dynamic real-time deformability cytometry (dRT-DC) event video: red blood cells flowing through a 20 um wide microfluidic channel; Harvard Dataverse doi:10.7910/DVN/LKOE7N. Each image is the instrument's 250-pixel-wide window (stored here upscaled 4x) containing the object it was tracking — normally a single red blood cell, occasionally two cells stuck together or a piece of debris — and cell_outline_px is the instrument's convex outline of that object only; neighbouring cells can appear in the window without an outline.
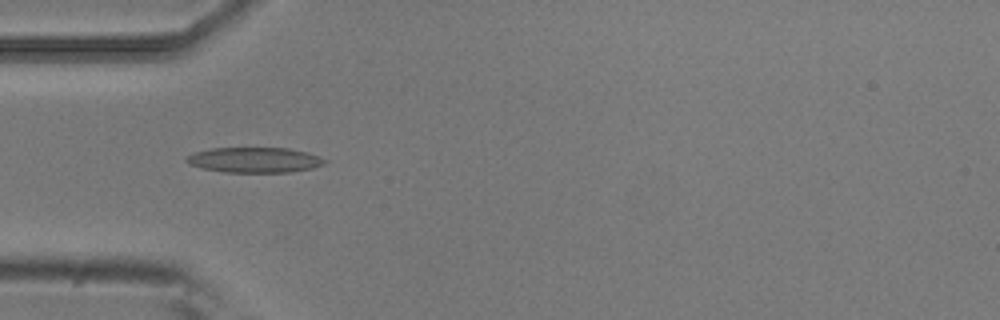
{"species": "common noctule bat (a hibernating species)", "species_latin": "Nyctalus noctula", "temperature_condition": "room temperature", "stored_images_in_passage": 7, "camera_frame_rate_fps": 3000, "um_per_image_px": 0.085, "animal": {"sex": "male", "body_mass_g": 20.5, "forearm_length_mm": 52.5}, "frame": {"image": 1, "passage_image": 3, "time_ms": 0.667, "image_size_px": [1000, 320], "cell_outline_px": [[328, 160], [324, 164], [312, 168], [292, 172], [224, 172], [200, 168], [188, 164], [184, 160], [184, 156], [192, 152], [212, 148], [288, 148], [304, 152]], "centroid_in_image_um": [21.54, 13.6], "position_along_channel_um": 63.5, "area_um2": 20.46}}
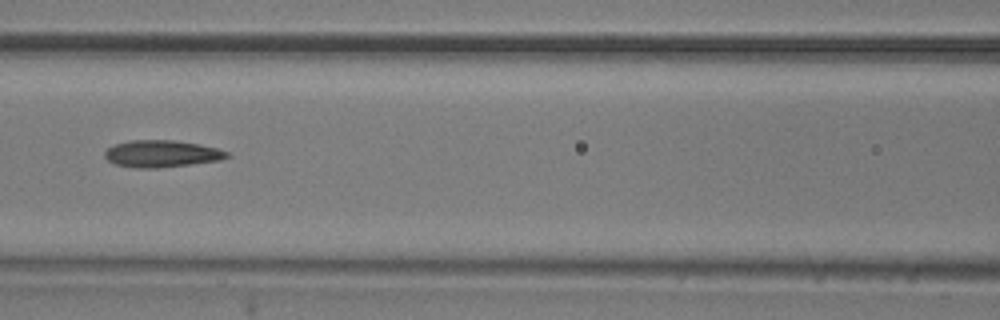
{"frame": {"image": 2, "passage_image": 5, "time_ms": 1.333, "image_size_px": [1000, 320], "cell_outline_px": [[232, 156], [220, 160], [156, 168], [132, 168], [116, 164], [108, 160], [104, 156], [104, 152], [108, 148], [116, 144], [132, 140], [172, 140], [200, 144], [216, 148], [228, 152]], "centroid_in_image_um": [13.74, 13.07], "position_along_channel_um": 152.9, "area_um2": 19.07}}
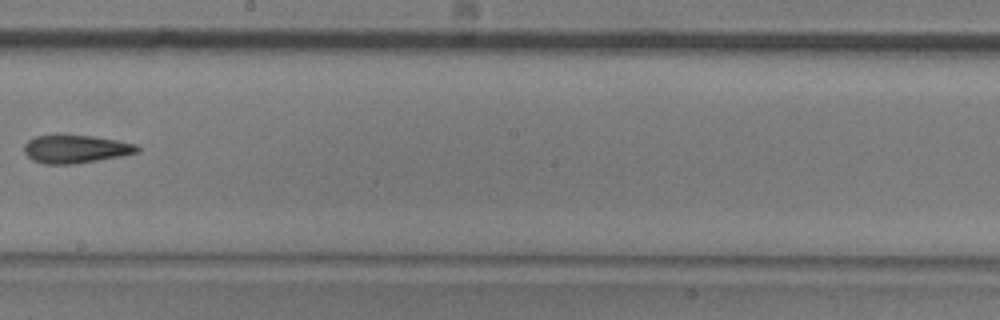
{"frame": {"image": 3, "passage_image": 7, "time_ms": 2.0, "image_size_px": [1000, 320], "cell_outline_px": [[140, 152], [120, 156], [76, 164], [44, 164], [32, 160], [24, 152], [24, 144], [28, 140], [36, 136], [56, 132], [92, 136], [116, 140], [136, 144], [140, 148]], "centroid_in_image_um": [6.38, 12.63], "position_along_channel_um": 241.8, "area_um2": 19.13}}